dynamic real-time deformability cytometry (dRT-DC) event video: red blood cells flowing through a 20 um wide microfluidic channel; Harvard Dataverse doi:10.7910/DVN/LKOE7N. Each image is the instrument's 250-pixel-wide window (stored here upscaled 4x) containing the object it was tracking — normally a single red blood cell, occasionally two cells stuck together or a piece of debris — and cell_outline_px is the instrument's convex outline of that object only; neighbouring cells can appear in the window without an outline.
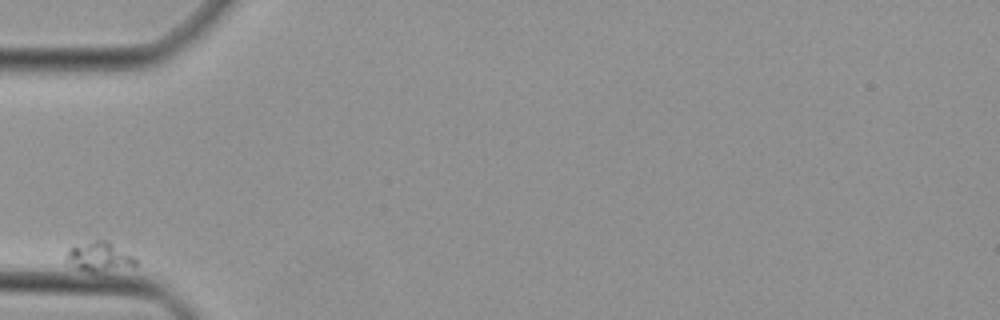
{"species": "Egyptian fruit bat (a non-hibernating species)", "species_latin": "Rousettus aegyptiacus", "temperature_condition": "cold", "stored_images_in_passage": 32, "camera_frame_rate_fps": 3000, "um_per_image_px": 0.085, "animal": {"sex": "female"}, "frame": {"image": 1, "passage_image": 1, "time_ms": 0.0, "image_size_px": [1000, 320], "cell_outline_px": [[136, 264], [104, 276], [88, 272], [76, 268], [68, 264], [64, 260], [68, 248], [72, 244], [96, 240], [108, 240], [132, 256], [136, 260]], "centroid_in_image_um": [8.38, 21.88], "position_along_channel_um": 76.6, "area_um2": 12.77}}
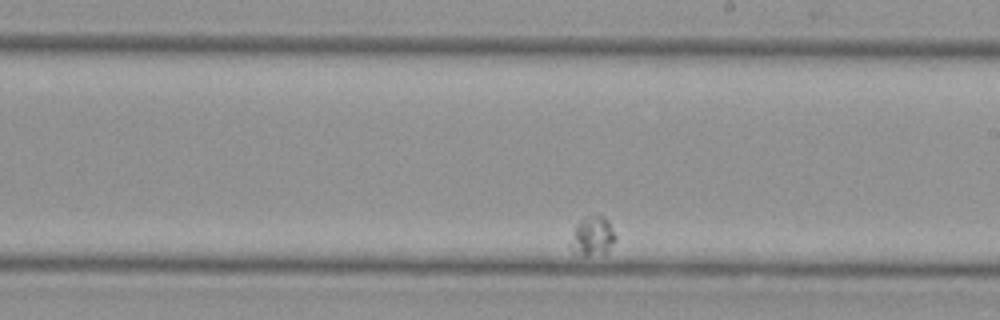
{"frame": {"image": 2, "passage_image": 19, "time_ms": 6.0, "image_size_px": [1000, 320], "cell_outline_px": [[616, 236], [604, 256], [580, 256], [572, 252], [568, 244], [576, 224], [580, 220], [596, 212], [600, 212], [608, 220]], "centroid_in_image_um": [50.33, 20.08], "position_along_channel_um": 238.7, "area_um2": 10.87}}
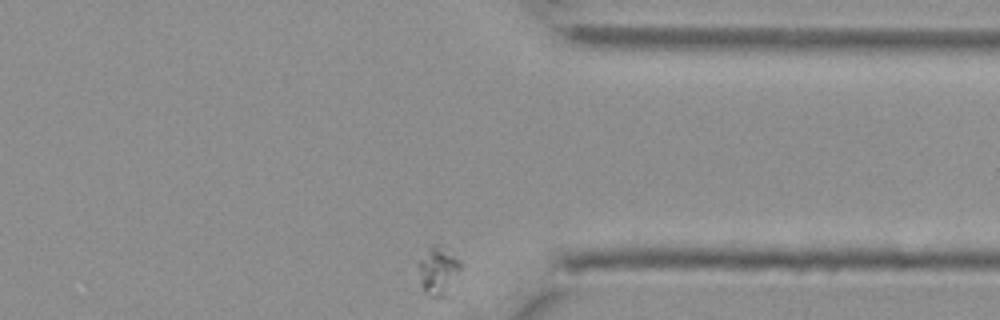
{"frame": {"image": 3, "passage_image": 32, "time_ms": 10.333, "image_size_px": [1000, 320], "cell_outline_px": [[460, 268], [452, 296], [432, 296], [420, 284], [420, 260], [428, 248], [432, 244], [460, 260]], "centroid_in_image_um": [37.31, 23.11], "position_along_channel_um": 374.1, "area_um2": 11.44}}